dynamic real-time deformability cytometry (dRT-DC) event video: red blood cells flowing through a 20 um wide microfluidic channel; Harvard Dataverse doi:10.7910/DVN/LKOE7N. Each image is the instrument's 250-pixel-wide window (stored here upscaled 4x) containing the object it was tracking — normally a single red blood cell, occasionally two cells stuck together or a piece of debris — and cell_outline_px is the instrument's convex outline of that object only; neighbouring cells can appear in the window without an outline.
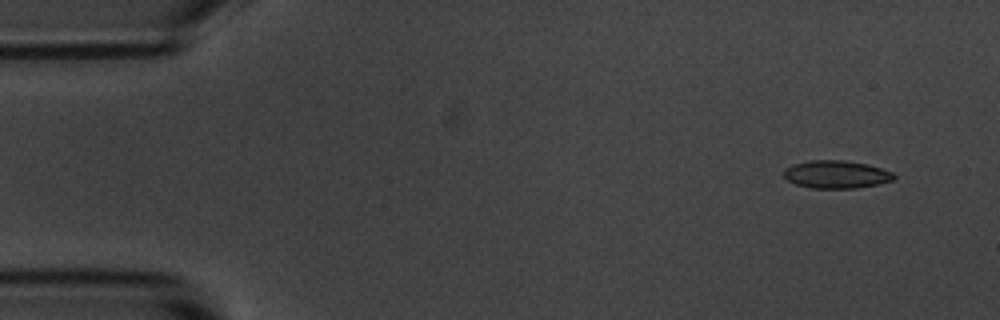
{"species": "common noctule bat (a hibernating species)", "species_latin": "Nyctalus noctula", "temperature_condition": "room temperature", "stored_images_in_passage": 14, "camera_frame_rate_fps": 3000, "um_per_image_px": 0.085, "animal": {"sex": "male", "body_mass_g": 20.1, "forearm_length_mm": 53.5}, "frame": {"image": 1, "passage_image": 1, "time_ms": 0.0, "image_size_px": [1000, 320], "cell_outline_px": [[896, 176], [892, 180], [876, 184], [856, 188], [812, 188], [796, 184], [788, 180], [784, 176], [784, 168], [792, 164], [808, 160], [844, 160], [868, 164], [892, 172]], "centroid_in_image_um": [71.05, 14.81], "position_along_channel_um": 13.9, "area_um2": 17.8}}
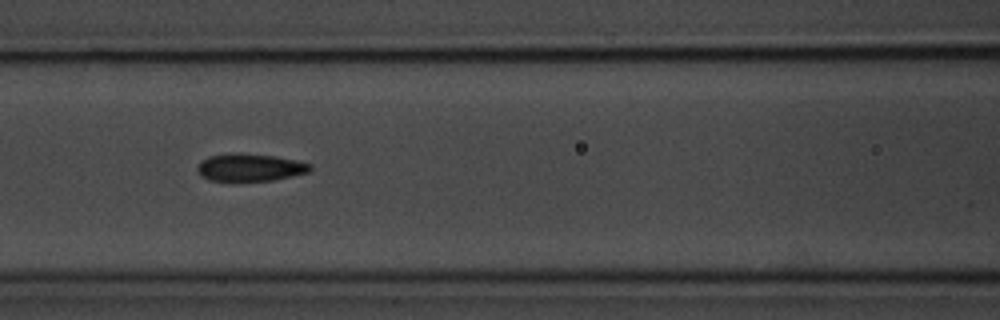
{"frame": {"image": 2, "passage_image": 6, "time_ms": 6.333, "image_size_px": [1000, 320], "cell_outline_px": [[312, 168], [308, 172], [292, 176], [272, 180], [232, 184], [208, 180], [200, 176], [196, 168], [200, 160], [208, 156], [232, 152], [272, 156], [312, 164]], "centroid_in_image_um": [21.13, 14.28], "position_along_channel_um": 145.5, "area_um2": 18.84}}
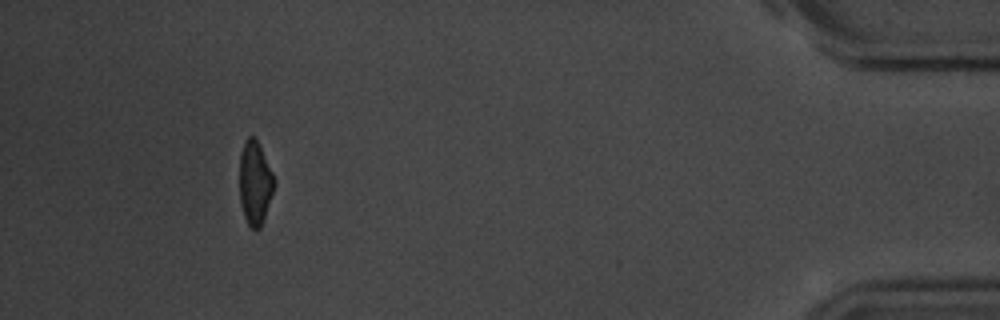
{"frame": {"image": 3, "passage_image": 13, "time_ms": 15.333, "image_size_px": [1000, 320], "cell_outline_px": [[276, 180], [264, 220], [260, 228], [256, 232], [248, 224], [244, 216], [240, 204], [240, 152], [244, 140], [248, 136], [252, 136], [256, 140]], "centroid_in_image_um": [21.66, 15.58], "position_along_channel_um": 413.5, "area_um2": 16.82}, "authors_computed_cell_mechanics": {"area_um2": 18.0914, "velocity_mm_per_s": 3.6997, "shape_relaxation_time_tau1_ms": 2.0608, "shape_relaxation_time_tau2_ms": 5.9042, "deformation_change_tau1": 0.0918, "deformation_change_tau2": 0.0813}}